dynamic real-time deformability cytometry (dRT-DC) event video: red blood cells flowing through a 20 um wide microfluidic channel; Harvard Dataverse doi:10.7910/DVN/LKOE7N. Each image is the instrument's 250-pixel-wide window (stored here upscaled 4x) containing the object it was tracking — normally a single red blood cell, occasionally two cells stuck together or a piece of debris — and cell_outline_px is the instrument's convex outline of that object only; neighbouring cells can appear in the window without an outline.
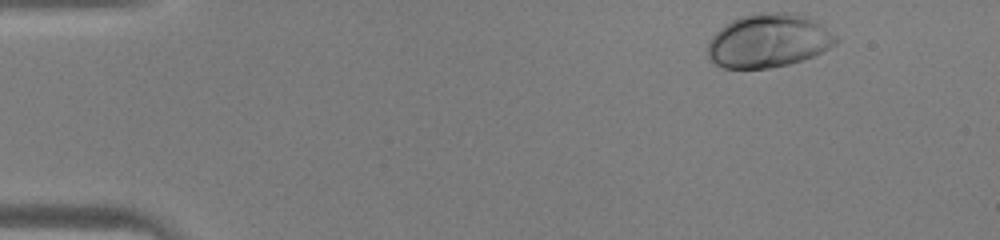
{"species": "human", "species_latin": "Homo sapiens", "temperature_condition": "warm", "stored_images_in_passage": 41, "camera_frame_rate_fps": 3000, "um_per_image_px": 0.085, "donor": {"sex": "male"}, "frame": {"image": 1, "passage_image": 1, "time_ms": 0.0, "image_size_px": [1000, 240], "cell_outline_px": [[840, 40], [836, 44], [804, 60], [788, 64], [768, 68], [724, 68], [716, 64], [708, 56], [708, 44], [712, 36], [724, 24], [740, 16], [760, 12], [800, 12], [820, 20]], "centroid_in_image_um": [65.38, 3.42], "position_along_channel_um": 19.6, "area_um2": 40.63}}
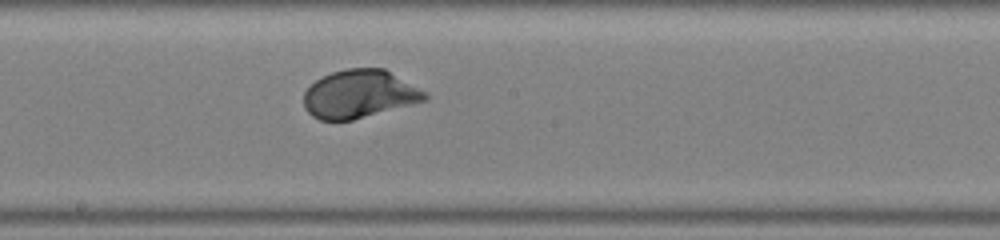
{"frame": {"image": 2, "passage_image": 21, "time_ms": 6.667, "image_size_px": [1000, 240], "cell_outline_px": [[428, 100], [352, 120], [320, 120], [312, 116], [304, 108], [304, 92], [316, 80], [332, 72], [348, 68], [384, 68], [428, 92]], "centroid_in_image_um": [30.58, 7.99], "position_along_channel_um": 217.6, "area_um2": 33.99}}
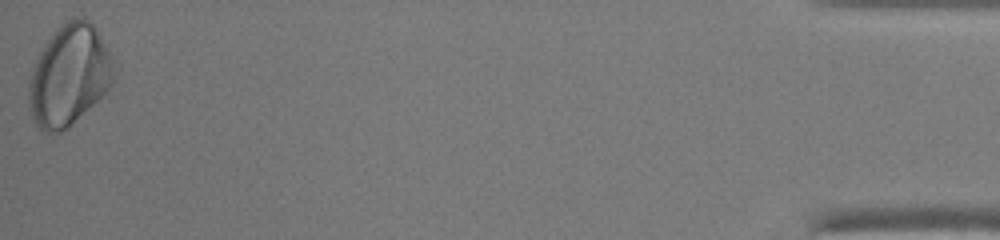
{"frame": {"image": 3, "passage_image": 41, "time_ms": 13.333, "image_size_px": [1000, 240], "cell_outline_px": [[112, 84], [68, 128], [60, 132], [44, 132], [36, 124], [32, 116], [28, 104], [28, 80], [32, 68], [40, 48], [52, 32], [60, 24], [72, 16], [76, 16], [88, 20], [96, 28], [112, 56]], "centroid_in_image_um": [5.82, 6.36], "position_along_channel_um": 429.4, "area_um2": 49.94}}